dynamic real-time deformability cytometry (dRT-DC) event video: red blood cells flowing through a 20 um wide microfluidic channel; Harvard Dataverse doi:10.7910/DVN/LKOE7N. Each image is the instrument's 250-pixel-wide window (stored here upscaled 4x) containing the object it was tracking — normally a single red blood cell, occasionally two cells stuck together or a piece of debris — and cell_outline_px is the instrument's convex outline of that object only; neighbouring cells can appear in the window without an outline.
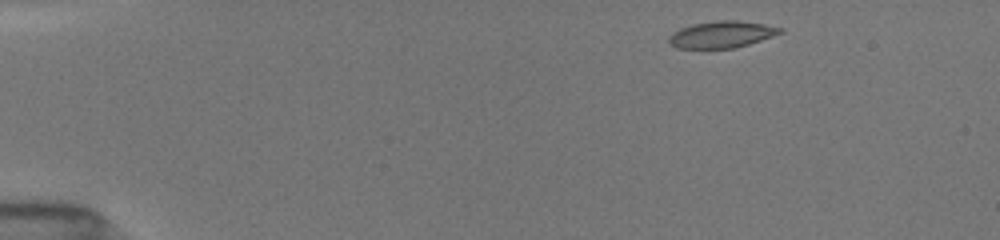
{"species": "common noctule bat (a hibernating species)", "species_latin": "Nyctalus noctula", "temperature_condition": "room temperature", "stored_images_in_passage": 86, "camera_frame_rate_fps": 3000, "um_per_image_px": 0.085, "animal": {"sex": "female", "body_mass_g": 19.5, "forearm_length_mm": 54.1}, "frame": {"image": 1, "passage_image": 1, "time_ms": 0.0, "image_size_px": [1000, 240], "cell_outline_px": [[784, 32], [736, 48], [676, 48], [668, 40], [668, 36], [672, 32], [680, 28], [692, 24], [716, 20], [736, 20], [764, 24], [784, 28]], "centroid_in_image_um": [61.34, 2.92], "position_along_channel_um": 23.7, "area_um2": 17.34}}
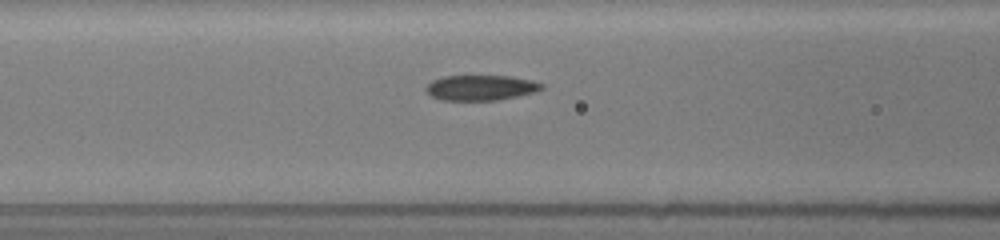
{"frame": {"image": 2, "passage_image": 29, "time_ms": 5.0, "image_size_px": [1000, 240], "cell_outline_px": [[544, 88], [536, 92], [496, 100], [440, 100], [432, 96], [424, 88], [432, 80], [444, 76], [512, 76], [532, 80], [544, 84]], "centroid_in_image_um": [40.88, 7.45], "position_along_channel_um": 125.7, "area_um2": 17.05}}
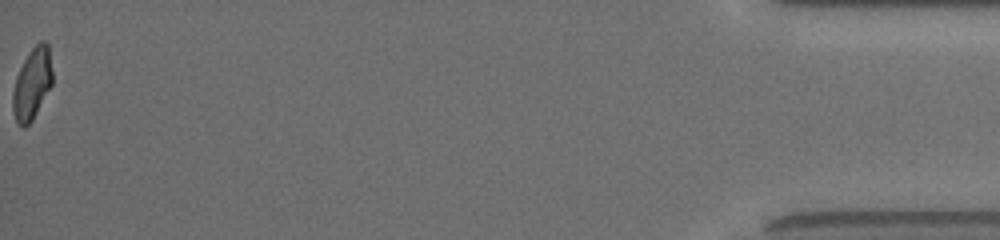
{"frame": {"image": 3, "passage_image": 85, "time_ms": 15.0, "image_size_px": [1000, 240], "cell_outline_px": [[52, 84], [32, 120], [24, 128], [20, 128], [16, 120], [12, 108], [12, 92], [16, 76], [28, 52], [40, 40], [44, 40], [48, 44], [52, 72]], "centroid_in_image_um": [2.71, 7.11], "position_along_channel_um": 432.5, "area_um2": 16.47}, "authors_computed_cell_mechanics": {"area_um2": 17.3111, "velocity_mm_per_s": 3.9665, "shape_relaxation_time_tau1_ms": 10.7415, "shape_relaxation_time_tau2_ms": 1.4073, "deformation_change_tau1": 0.2281, "deformation_change_tau2": 0.0601}}